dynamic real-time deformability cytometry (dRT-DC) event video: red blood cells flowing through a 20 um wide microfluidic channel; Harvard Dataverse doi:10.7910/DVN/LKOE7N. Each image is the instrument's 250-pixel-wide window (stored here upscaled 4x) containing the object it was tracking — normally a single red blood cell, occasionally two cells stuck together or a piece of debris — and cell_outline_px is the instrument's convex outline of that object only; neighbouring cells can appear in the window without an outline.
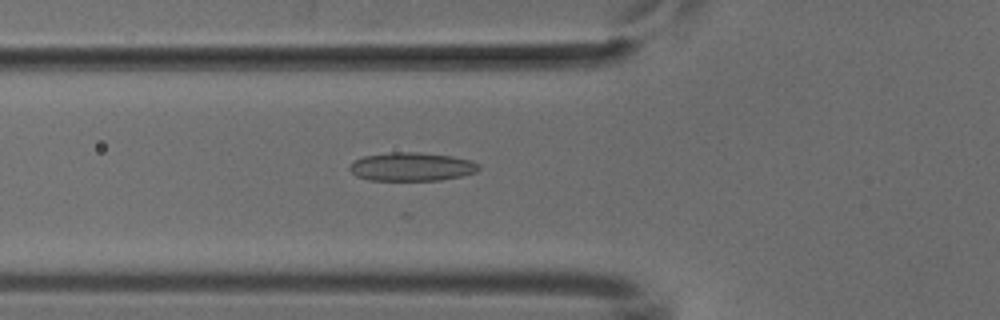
{"species": "common noctule bat (a hibernating species)", "species_latin": "Nyctalus noctula", "temperature_condition": "cold", "stored_images_in_passage": 25, "camera_frame_rate_fps": 3000, "um_per_image_px": 0.085, "animal": {"sex": "male", "body_mass_g": 18.8}, "frame": {"image": 1, "passage_image": 3, "time_ms": 0.667, "image_size_px": [1000, 320], "cell_outline_px": [[480, 168], [476, 172], [460, 176], [440, 180], [368, 180], [356, 176], [348, 168], [356, 160], [364, 156], [392, 152], [420, 152], [452, 156], [472, 160], [480, 164]], "centroid_in_image_um": [35.02, 14.17], "position_along_channel_um": 90.8, "area_um2": 21.44}}
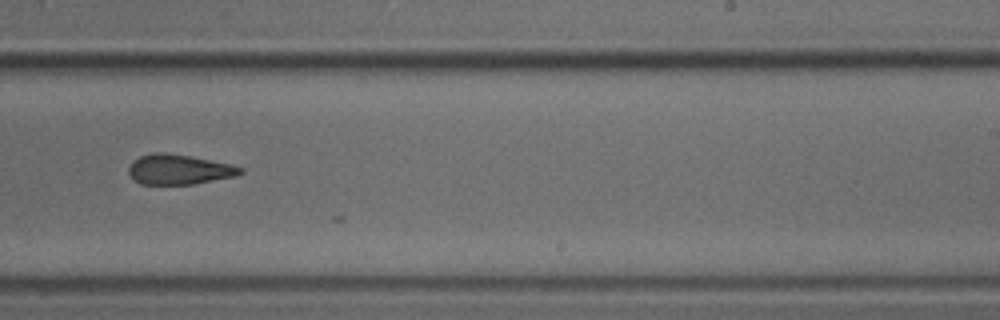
{"frame": {"image": 2, "passage_image": 17, "time_ms": 5.333, "image_size_px": [1000, 320], "cell_outline_px": [[244, 172], [236, 176], [192, 184], [140, 184], [128, 172], [128, 168], [132, 160], [140, 156], [156, 152], [164, 152], [188, 156], [228, 164], [244, 168]], "centroid_in_image_um": [15.19, 14.4], "position_along_channel_um": 273.8, "area_um2": 19.25}}
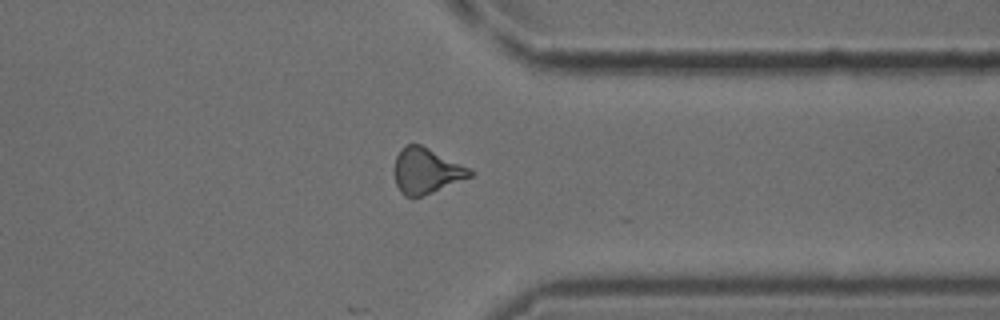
{"frame": {"image": 3, "passage_image": 25, "time_ms": 8.0, "image_size_px": [1000, 320], "cell_outline_px": [[476, 172], [472, 176], [432, 192], [420, 196], [404, 196], [400, 192], [396, 184], [392, 172], [392, 168], [396, 156], [400, 148], [404, 144], [420, 144], [472, 168]], "centroid_in_image_um": [36.21, 14.5], "position_along_channel_um": 375.2, "area_um2": 20.4}}